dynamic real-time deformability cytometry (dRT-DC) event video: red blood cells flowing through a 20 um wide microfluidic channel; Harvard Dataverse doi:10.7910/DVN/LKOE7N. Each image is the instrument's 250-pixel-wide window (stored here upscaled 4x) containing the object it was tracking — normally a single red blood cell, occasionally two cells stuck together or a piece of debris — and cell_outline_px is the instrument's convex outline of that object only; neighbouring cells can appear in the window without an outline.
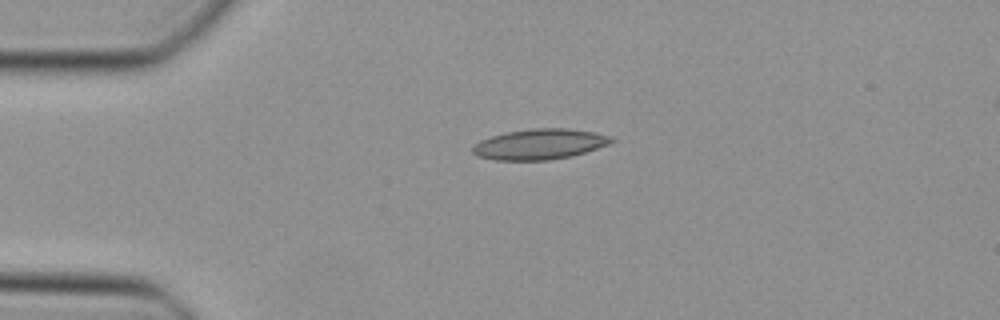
{"species": "Egyptian fruit bat (a non-hibernating species)", "species_latin": "Rousettus aegyptiacus", "temperature_condition": "cold", "stored_images_in_passage": 37, "camera_frame_rate_fps": 3000, "um_per_image_px": 0.085, "animal": {"sex": "female"}, "frame": {"image": 1, "passage_image": 1, "time_ms": 0.0, "image_size_px": [1000, 320], "cell_outline_px": [[616, 140], [608, 144], [572, 156], [548, 160], [496, 160], [476, 156], [472, 152], [472, 148], [480, 140], [492, 136], [508, 132], [532, 128], [568, 128], [592, 132], [612, 136]], "centroid_in_image_um": [45.87, 12.25], "position_along_channel_um": 39.1, "area_um2": 24.51}}
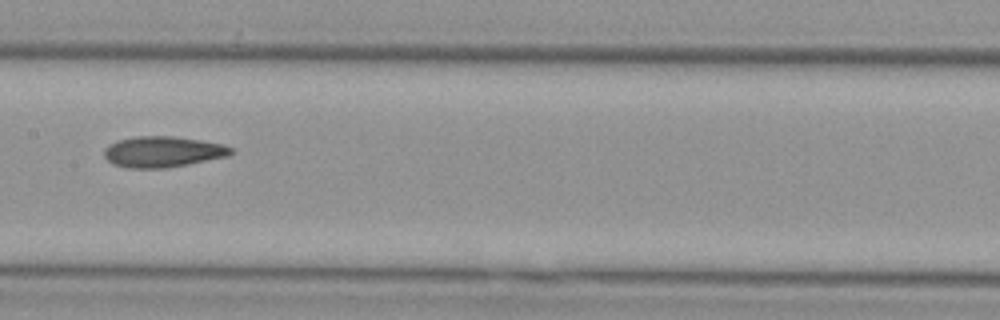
{"frame": {"image": 2, "passage_image": 14, "time_ms": 4.333, "image_size_px": [1000, 320], "cell_outline_px": [[236, 152], [228, 156], [188, 164], [164, 168], [128, 168], [112, 164], [104, 156], [104, 148], [108, 144], [116, 140], [136, 136], [172, 136], [200, 140], [220, 144], [232, 148]], "centroid_in_image_um": [13.8, 12.9], "position_along_channel_um": 193.6, "area_um2": 22.89}}
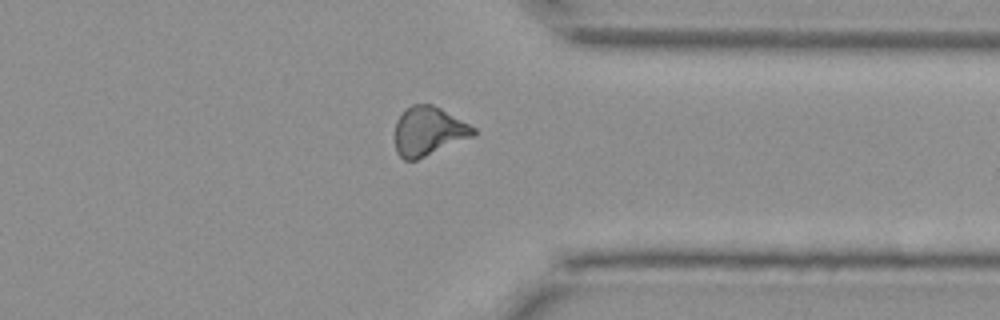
{"frame": {"image": 3, "passage_image": 27, "time_ms": 8.667, "image_size_px": [1000, 320], "cell_outline_px": [[476, 132], [472, 136], [416, 160], [404, 160], [396, 152], [396, 120], [404, 108], [412, 104], [432, 104], [440, 108], [476, 128]], "centroid_in_image_um": [36.39, 11.13], "position_along_channel_um": 375.0, "area_um2": 22.08}}